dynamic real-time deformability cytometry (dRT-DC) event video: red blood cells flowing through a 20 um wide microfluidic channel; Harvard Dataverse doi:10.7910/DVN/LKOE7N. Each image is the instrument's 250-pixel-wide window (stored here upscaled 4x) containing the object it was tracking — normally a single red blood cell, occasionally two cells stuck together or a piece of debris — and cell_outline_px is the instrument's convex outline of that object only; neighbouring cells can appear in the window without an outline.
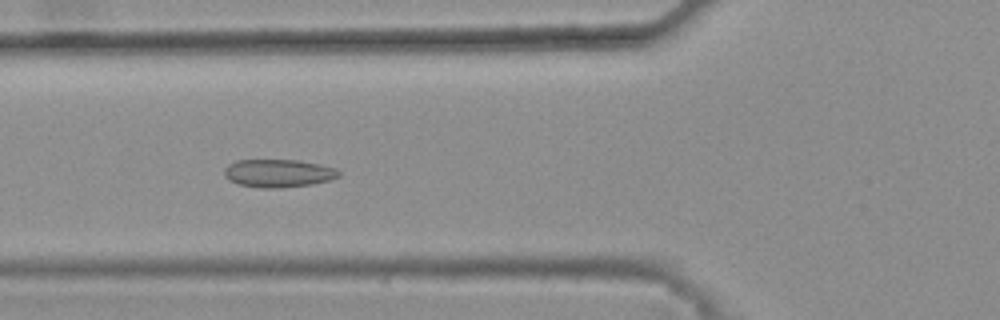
{"species": "common noctule bat (a hibernating species)", "species_latin": "Nyctalus noctula", "temperature_condition": "warm", "stored_images_in_passage": 32, "camera_frame_rate_fps": 3000, "um_per_image_px": 0.085, "animal": {"sex": "female", "body_mass_g": 25.1}, "frame": {"image": 1, "passage_image": 6, "time_ms": 1.667, "image_size_px": [1000, 320], "cell_outline_px": [[340, 176], [332, 180], [312, 184], [280, 188], [260, 188], [236, 184], [228, 180], [224, 176], [224, 168], [228, 164], [236, 160], [300, 160], [320, 164], [336, 168], [340, 172]], "centroid_in_image_um": [23.65, 14.73], "position_along_channel_um": 102.1, "area_um2": 19.02}}
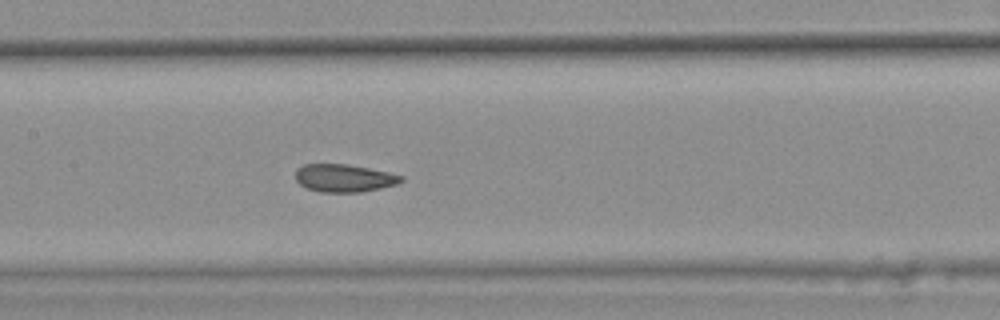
{"frame": {"image": 2, "passage_image": 12, "time_ms": 3.667, "image_size_px": [1000, 320], "cell_outline_px": [[404, 180], [400, 184], [360, 192], [320, 192], [308, 188], [300, 184], [296, 180], [296, 168], [304, 164], [348, 164], [388, 172], [404, 176]], "centroid_in_image_um": [29.27, 15.13], "position_along_channel_um": 178.1, "area_um2": 17.17}}
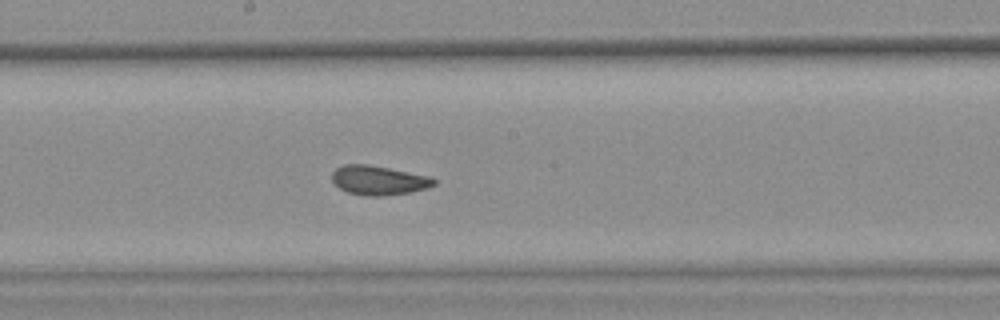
{"frame": {"image": 3, "passage_image": 15, "time_ms": 4.667, "image_size_px": [1000, 320], "cell_outline_px": [[436, 184], [428, 188], [412, 192], [380, 196], [364, 196], [348, 192], [340, 188], [332, 180], [332, 172], [336, 168], [344, 164], [368, 164], [432, 176], [436, 180]], "centroid_in_image_um": [32.22, 15.32], "position_along_channel_um": 216.0, "area_um2": 17.57}, "authors_computed_cell_mechanics": {"area_um2": 17.3111, "velocity_mm_per_s": 3.8006, "shape_relaxation_time_tau1_ms": null, "shape_relaxation_time_tau2_ms": 1.1877, "deformation_change_tau1": null, "deformation_change_tau2": 0.0566}}